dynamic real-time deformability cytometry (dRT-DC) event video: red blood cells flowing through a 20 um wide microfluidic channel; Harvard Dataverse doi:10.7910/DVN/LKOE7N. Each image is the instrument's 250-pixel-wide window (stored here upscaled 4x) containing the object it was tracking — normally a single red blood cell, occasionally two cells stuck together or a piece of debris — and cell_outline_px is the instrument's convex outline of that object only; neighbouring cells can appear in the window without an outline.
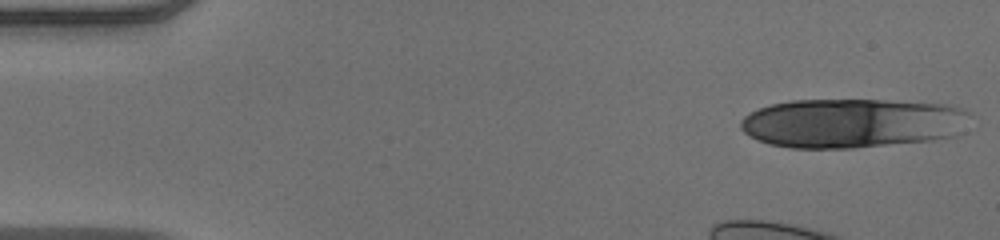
{"species": "human", "species_latin": "Homo sapiens", "temperature_condition": "warm", "stored_images_in_passage": 11, "camera_frame_rate_fps": 3000, "um_per_image_px": 0.085, "donor": {"sex": "male"}, "frame": {"image": 1, "passage_image": 1, "time_ms": 0.0, "image_size_px": [1000, 240], "cell_outline_px": [[968, 112], [956, 136], [932, 140], [852, 148], [792, 148], [768, 144], [756, 140], [748, 136], [740, 128], [740, 120], [744, 116], [760, 108], [772, 104], [792, 100], [884, 100], [952, 104], [964, 108]], "centroid_in_image_um": [72.39, 10.46], "position_along_channel_um": 12.6, "area_um2": 66.07}}